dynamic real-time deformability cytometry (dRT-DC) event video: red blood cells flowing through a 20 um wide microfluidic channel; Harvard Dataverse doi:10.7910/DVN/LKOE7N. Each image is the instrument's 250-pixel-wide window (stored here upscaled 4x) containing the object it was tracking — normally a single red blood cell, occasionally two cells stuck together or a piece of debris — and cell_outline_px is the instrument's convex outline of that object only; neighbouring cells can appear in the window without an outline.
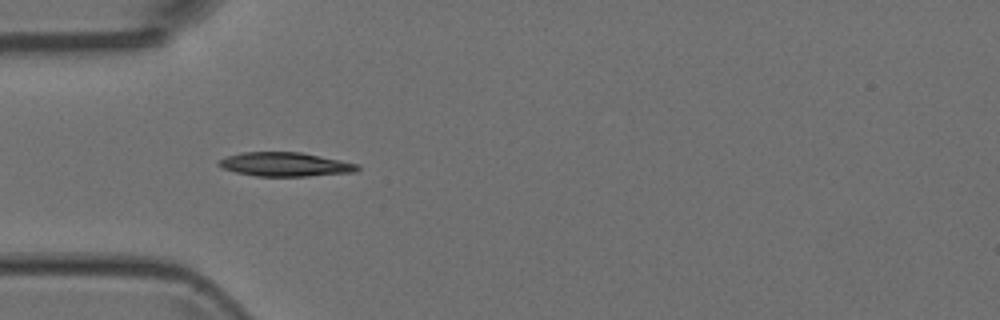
{"species": "Egyptian fruit bat (a non-hibernating species)", "species_latin": "Rousettus aegyptiacus", "temperature_condition": "room temperature", "stored_images_in_passage": 8, "camera_frame_rate_fps": 3000, "um_per_image_px": 0.085, "animal": {"sex": "female"}, "frame": {"image": 1, "passage_image": 3, "time_ms": 0.667, "image_size_px": [1000, 320], "cell_outline_px": [[360, 168], [356, 172], [308, 176], [256, 176], [236, 172], [224, 168], [216, 164], [216, 160], [240, 152], [300, 152], [360, 164]], "centroid_in_image_um": [24.23, 13.97], "position_along_channel_um": 60.8, "area_um2": 19.42}}
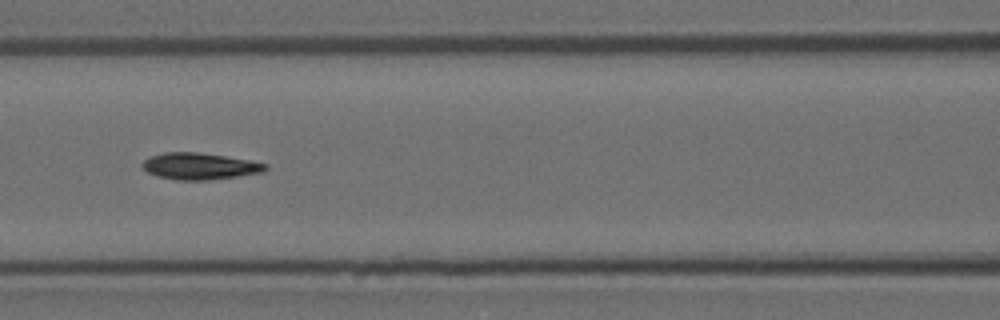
{"frame": {"image": 2, "passage_image": 5, "time_ms": 1.333, "image_size_px": [1000, 320], "cell_outline_px": [[268, 168], [264, 172], [208, 180], [176, 180], [156, 176], [148, 172], [140, 164], [144, 160], [152, 156], [164, 152], [200, 152], [248, 160], [268, 164]], "centroid_in_image_um": [16.96, 14.13], "position_along_channel_um": 149.6, "area_um2": 19.02}}
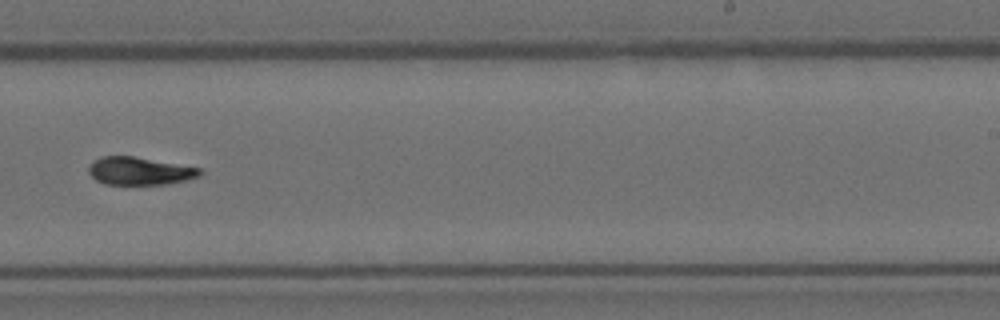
{"frame": {"image": 3, "passage_image": 8, "time_ms": 2.333, "image_size_px": [1000, 320], "cell_outline_px": [[204, 172], [200, 176], [184, 180], [164, 184], [104, 184], [96, 180], [88, 172], [88, 168], [92, 160], [100, 156], [132, 156], [200, 168]], "centroid_in_image_um": [11.83, 14.53], "position_along_channel_um": 277.2, "area_um2": 17.92}}